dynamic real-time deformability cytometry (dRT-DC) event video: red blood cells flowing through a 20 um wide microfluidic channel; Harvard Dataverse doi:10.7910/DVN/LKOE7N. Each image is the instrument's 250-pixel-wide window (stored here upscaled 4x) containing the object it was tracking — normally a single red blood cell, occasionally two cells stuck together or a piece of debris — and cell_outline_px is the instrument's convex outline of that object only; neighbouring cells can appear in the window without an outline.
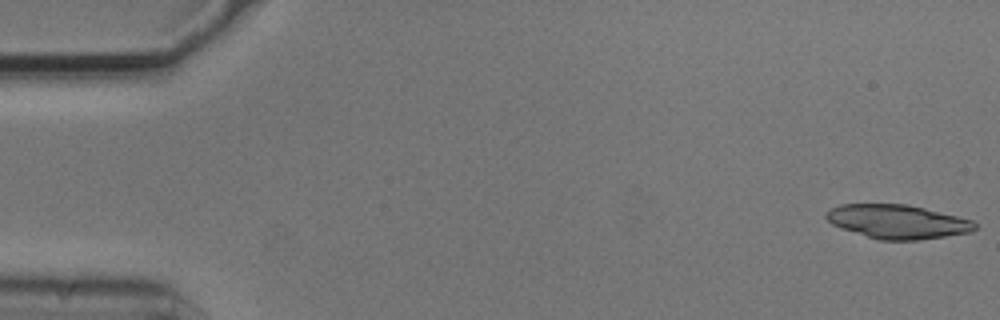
{"species": "common noctule bat (a hibernating species)", "species_latin": "Nyctalus noctula", "temperature_condition": "cold", "stored_images_in_passage": 4, "camera_frame_rate_fps": 3000, "um_per_image_px": 0.085, "animal": {"sex": "male", "body_mass_g": 20.5, "forearm_length_mm": 52.5}, "frame": {"image": 1, "passage_image": 1, "time_ms": 0.0, "image_size_px": [1000, 320], "cell_outline_px": [[976, 228], [972, 232], [920, 240], [880, 240], [840, 228], [832, 224], [824, 216], [824, 212], [840, 204], [908, 204], [972, 220], [976, 224]], "centroid_in_image_um": [76.27, 18.84], "position_along_channel_um": 8.7, "area_um2": 29.36}}